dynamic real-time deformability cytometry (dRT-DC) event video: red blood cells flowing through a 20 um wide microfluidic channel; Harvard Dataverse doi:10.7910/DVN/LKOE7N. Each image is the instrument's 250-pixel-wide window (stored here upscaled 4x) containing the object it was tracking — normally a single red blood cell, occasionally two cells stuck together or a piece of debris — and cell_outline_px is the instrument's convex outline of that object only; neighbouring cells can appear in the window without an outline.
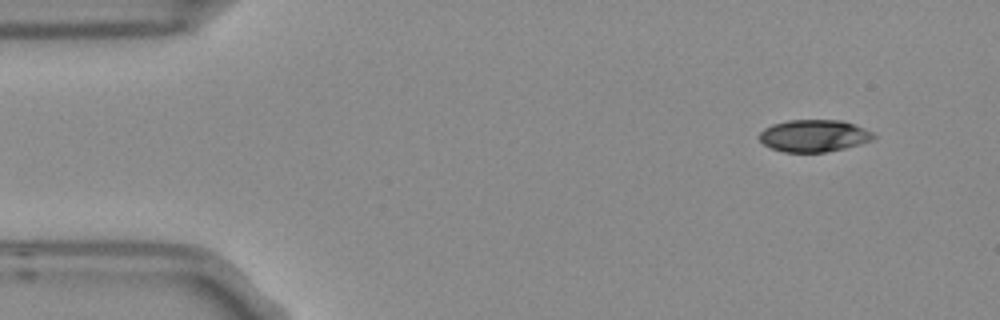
{"species": "Egyptian fruit bat (a non-hibernating species)", "species_latin": "Rousettus aegyptiacus", "temperature_condition": "room temperature", "stored_images_in_passage": 4, "camera_frame_rate_fps": 3000, "um_per_image_px": 0.085, "frame": {"image": 1, "passage_image": 1, "time_ms": 0.0, "image_size_px": [1000, 320], "cell_outline_px": [[876, 136], [872, 140], [860, 144], [844, 148], [824, 152], [784, 152], [772, 148], [764, 144], [760, 140], [760, 132], [764, 128], [772, 124], [788, 120], [844, 120], [864, 128], [872, 132]], "centroid_in_image_um": [69.19, 11.53], "position_along_channel_um": 15.8, "area_um2": 21.33}}
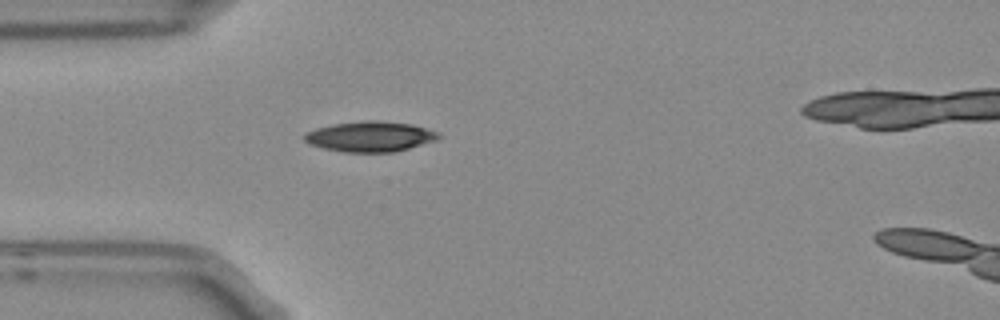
{"frame": {"image": 2, "passage_image": 4, "time_ms": 1.0, "image_size_px": [1000, 320], "cell_outline_px": [[440, 136], [436, 140], [408, 148], [392, 152], [344, 152], [324, 148], [312, 144], [304, 140], [304, 132], [316, 128], [332, 124], [364, 120], [376, 120], [412, 124], [436, 132]], "centroid_in_image_um": [31.42, 11.59], "position_along_channel_um": 53.6, "area_um2": 23.47}}